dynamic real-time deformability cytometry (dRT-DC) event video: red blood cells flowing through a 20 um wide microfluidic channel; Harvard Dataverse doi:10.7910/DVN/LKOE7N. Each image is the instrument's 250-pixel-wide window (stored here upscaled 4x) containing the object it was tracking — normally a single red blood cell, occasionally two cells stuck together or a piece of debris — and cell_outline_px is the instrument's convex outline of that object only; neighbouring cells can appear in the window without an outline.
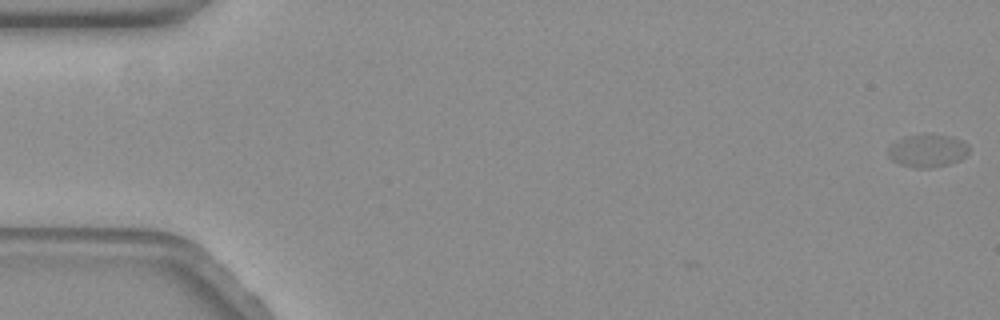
{"species": "common noctule bat (a hibernating species)", "species_latin": "Nyctalus noctula", "temperature_condition": "warm", "stored_images_in_passage": 3, "camera_frame_rate_fps": 3000, "um_per_image_px": 0.085, "animal": {"sex": "female", "body_mass_g": 19.3, "forearm_length_mm": 54.1}, "frame": {"image": 1, "passage_image": 1, "time_ms": 0.0, "image_size_px": [1000, 320], "cell_outline_px": [[968, 152], [960, 160], [932, 168], [916, 168], [900, 164], [892, 160], [888, 156], [888, 148], [892, 144], [908, 136], [924, 132], [948, 136], [960, 140], [968, 144]], "centroid_in_image_um": [78.83, 12.8], "position_along_channel_um": 6.2, "area_um2": 15.43}}